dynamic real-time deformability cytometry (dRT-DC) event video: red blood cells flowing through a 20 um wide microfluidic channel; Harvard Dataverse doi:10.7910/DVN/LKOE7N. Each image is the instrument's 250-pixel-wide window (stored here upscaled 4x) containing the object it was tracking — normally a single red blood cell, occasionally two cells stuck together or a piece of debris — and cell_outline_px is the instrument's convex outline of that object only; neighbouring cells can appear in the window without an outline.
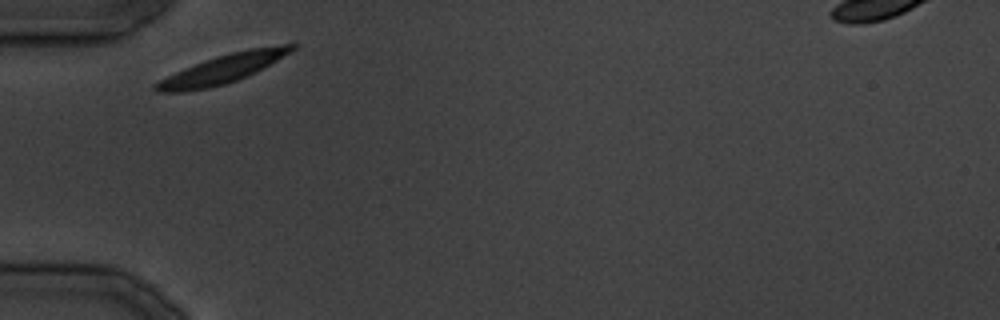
{"species": "common noctule bat (a hibernating species)", "species_latin": "Nyctalus noctula", "temperature_condition": "cold", "stored_images_in_passage": 20, "camera_frame_rate_fps": 3000, "um_per_image_px": 0.085, "animal": {"sex": "male", "body_mass_g": 19.5, "forearm_length_mm": 54.6}, "frame": {"image": 1, "passage_image": 1, "time_ms": 0.0, "image_size_px": [1000, 320], "cell_outline_px": [[296, 48], [276, 60], [248, 76], [224, 84], [208, 88], [184, 92], [160, 92], [152, 88], [152, 84], [184, 68], [232, 52], [252, 48], [280, 44], [296, 44]], "centroid_in_image_um": [18.9, 5.87], "position_along_channel_um": 66.1, "area_um2": 22.14}}
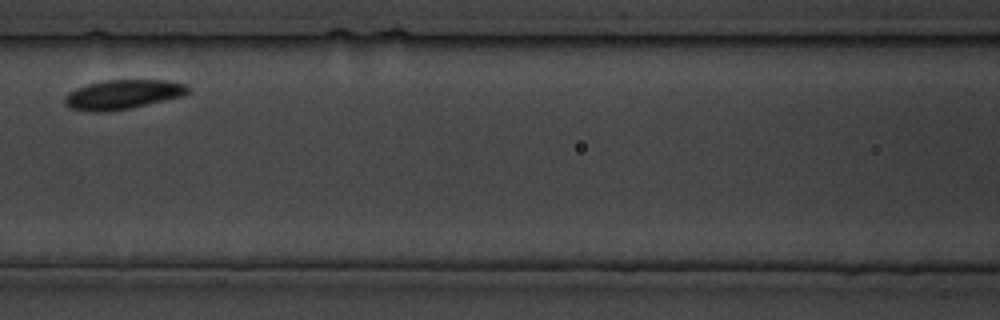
{"frame": {"image": 2, "passage_image": 6, "time_ms": 6.667, "image_size_px": [1000, 320], "cell_outline_px": [[188, 92], [184, 96], [128, 108], [104, 112], [88, 112], [68, 108], [64, 104], [64, 96], [68, 92], [76, 88], [88, 84], [104, 80], [168, 80], [188, 84]], "centroid_in_image_um": [10.4, 8.03], "position_along_channel_um": 156.2, "area_um2": 21.27}}
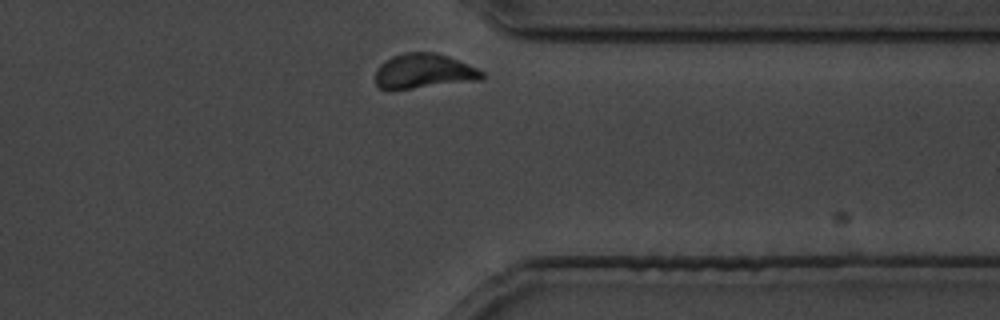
{"frame": {"image": 3, "passage_image": 19, "time_ms": 22.333, "image_size_px": [1000, 320], "cell_outline_px": [[484, 76], [480, 80], [412, 88], [380, 88], [376, 84], [376, 68], [380, 64], [392, 56], [404, 52], [436, 52], [448, 56], [476, 68], [484, 72]], "centroid_in_image_um": [36.02, 6.03], "position_along_channel_um": 375.4, "area_um2": 21.27}}